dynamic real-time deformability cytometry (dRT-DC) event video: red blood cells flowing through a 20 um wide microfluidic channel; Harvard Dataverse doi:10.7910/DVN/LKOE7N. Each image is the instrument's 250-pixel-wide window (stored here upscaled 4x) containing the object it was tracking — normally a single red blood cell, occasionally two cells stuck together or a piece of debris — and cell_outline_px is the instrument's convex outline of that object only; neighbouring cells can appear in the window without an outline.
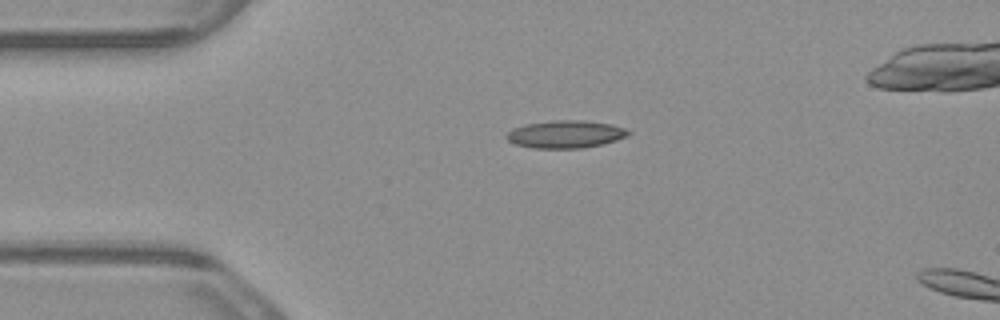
{"species": "common noctule bat (a hibernating species)", "species_latin": "Nyctalus noctula", "temperature_condition": "warm", "stored_images_in_passage": 3, "camera_frame_rate_fps": 3000, "um_per_image_px": 0.085, "animal": {"sex": "male", "body_mass_g": 23.1, "forearm_length_mm": 52.7}, "frame": {"image": 1, "passage_image": 1, "time_ms": 0.0, "image_size_px": [1000, 320], "cell_outline_px": [[632, 132], [628, 136], [616, 140], [584, 148], [532, 148], [516, 144], [508, 140], [504, 136], [512, 128], [524, 124], [552, 120], [584, 120], [612, 124], [624, 128]], "centroid_in_image_um": [48.06, 11.4], "position_along_channel_um": 36.9, "area_um2": 19.71}}